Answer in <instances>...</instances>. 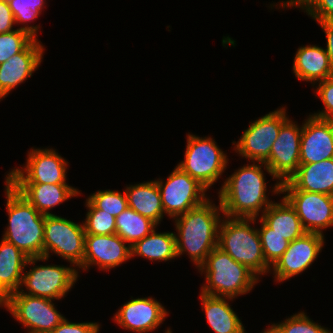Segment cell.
Instances as JSON below:
<instances>
[{
  "label": "cell",
  "instance_id": "1",
  "mask_svg": "<svg viewBox=\"0 0 333 333\" xmlns=\"http://www.w3.org/2000/svg\"><path fill=\"white\" fill-rule=\"evenodd\" d=\"M262 167L278 181L264 162L246 164L226 178L218 192L223 216L257 219L262 208L261 213L273 203L266 195L267 182Z\"/></svg>",
  "mask_w": 333,
  "mask_h": 333
},
{
  "label": "cell",
  "instance_id": "2",
  "mask_svg": "<svg viewBox=\"0 0 333 333\" xmlns=\"http://www.w3.org/2000/svg\"><path fill=\"white\" fill-rule=\"evenodd\" d=\"M222 207L207 199L203 204L173 218L175 221L177 257L188 253L199 268L211 251L218 246V228Z\"/></svg>",
  "mask_w": 333,
  "mask_h": 333
},
{
  "label": "cell",
  "instance_id": "3",
  "mask_svg": "<svg viewBox=\"0 0 333 333\" xmlns=\"http://www.w3.org/2000/svg\"><path fill=\"white\" fill-rule=\"evenodd\" d=\"M5 184L9 224L3 239L29 258L44 256L45 215L38 212L8 181Z\"/></svg>",
  "mask_w": 333,
  "mask_h": 333
},
{
  "label": "cell",
  "instance_id": "4",
  "mask_svg": "<svg viewBox=\"0 0 333 333\" xmlns=\"http://www.w3.org/2000/svg\"><path fill=\"white\" fill-rule=\"evenodd\" d=\"M205 273L206 285L201 293L214 297L236 298L248 293L258 283V277L245 265L238 263L218 246L198 268Z\"/></svg>",
  "mask_w": 333,
  "mask_h": 333
},
{
  "label": "cell",
  "instance_id": "5",
  "mask_svg": "<svg viewBox=\"0 0 333 333\" xmlns=\"http://www.w3.org/2000/svg\"><path fill=\"white\" fill-rule=\"evenodd\" d=\"M251 222H256V218L224 216L218 228V247L259 278L269 273L271 267L264 258L258 229L251 227Z\"/></svg>",
  "mask_w": 333,
  "mask_h": 333
},
{
  "label": "cell",
  "instance_id": "6",
  "mask_svg": "<svg viewBox=\"0 0 333 333\" xmlns=\"http://www.w3.org/2000/svg\"><path fill=\"white\" fill-rule=\"evenodd\" d=\"M187 135L185 158L177 166L208 190L224 173L228 158L213 138Z\"/></svg>",
  "mask_w": 333,
  "mask_h": 333
},
{
  "label": "cell",
  "instance_id": "7",
  "mask_svg": "<svg viewBox=\"0 0 333 333\" xmlns=\"http://www.w3.org/2000/svg\"><path fill=\"white\" fill-rule=\"evenodd\" d=\"M85 231L82 224L67 220L55 214L45 216L44 256L50 251L64 258L75 267H80L84 259Z\"/></svg>",
  "mask_w": 333,
  "mask_h": 333
},
{
  "label": "cell",
  "instance_id": "8",
  "mask_svg": "<svg viewBox=\"0 0 333 333\" xmlns=\"http://www.w3.org/2000/svg\"><path fill=\"white\" fill-rule=\"evenodd\" d=\"M0 306L27 327L28 333H51L65 319L49 298L12 293Z\"/></svg>",
  "mask_w": 333,
  "mask_h": 333
},
{
  "label": "cell",
  "instance_id": "9",
  "mask_svg": "<svg viewBox=\"0 0 333 333\" xmlns=\"http://www.w3.org/2000/svg\"><path fill=\"white\" fill-rule=\"evenodd\" d=\"M284 107L269 112L263 117L252 122L243 132L240 139L232 144L235 151L251 162H265L276 141L281 126L288 120Z\"/></svg>",
  "mask_w": 333,
  "mask_h": 333
},
{
  "label": "cell",
  "instance_id": "10",
  "mask_svg": "<svg viewBox=\"0 0 333 333\" xmlns=\"http://www.w3.org/2000/svg\"><path fill=\"white\" fill-rule=\"evenodd\" d=\"M161 194L164 214L172 219L203 204L207 199V189L178 166L168 176L166 182L155 180Z\"/></svg>",
  "mask_w": 333,
  "mask_h": 333
},
{
  "label": "cell",
  "instance_id": "11",
  "mask_svg": "<svg viewBox=\"0 0 333 333\" xmlns=\"http://www.w3.org/2000/svg\"><path fill=\"white\" fill-rule=\"evenodd\" d=\"M54 149H32L24 168L12 169L5 179L10 184H67L68 162Z\"/></svg>",
  "mask_w": 333,
  "mask_h": 333
},
{
  "label": "cell",
  "instance_id": "12",
  "mask_svg": "<svg viewBox=\"0 0 333 333\" xmlns=\"http://www.w3.org/2000/svg\"><path fill=\"white\" fill-rule=\"evenodd\" d=\"M302 129L303 125L299 126L288 119L281 126L278 137L273 143L270 156L264 162L272 175L279 180L273 187L272 192L274 194H281V183L288 181L299 168Z\"/></svg>",
  "mask_w": 333,
  "mask_h": 333
},
{
  "label": "cell",
  "instance_id": "13",
  "mask_svg": "<svg viewBox=\"0 0 333 333\" xmlns=\"http://www.w3.org/2000/svg\"><path fill=\"white\" fill-rule=\"evenodd\" d=\"M77 279L78 271L75 267L34 266L23 272L20 288L15 293L60 300L71 290ZM22 286H25L28 292H24Z\"/></svg>",
  "mask_w": 333,
  "mask_h": 333
},
{
  "label": "cell",
  "instance_id": "14",
  "mask_svg": "<svg viewBox=\"0 0 333 333\" xmlns=\"http://www.w3.org/2000/svg\"><path fill=\"white\" fill-rule=\"evenodd\" d=\"M280 193L285 194L283 198L307 232L324 235L322 231L333 226V196L301 190H280Z\"/></svg>",
  "mask_w": 333,
  "mask_h": 333
},
{
  "label": "cell",
  "instance_id": "15",
  "mask_svg": "<svg viewBox=\"0 0 333 333\" xmlns=\"http://www.w3.org/2000/svg\"><path fill=\"white\" fill-rule=\"evenodd\" d=\"M324 235L306 232L291 241L287 250L270 268L274 278L283 282L305 271L318 257L324 246Z\"/></svg>",
  "mask_w": 333,
  "mask_h": 333
},
{
  "label": "cell",
  "instance_id": "16",
  "mask_svg": "<svg viewBox=\"0 0 333 333\" xmlns=\"http://www.w3.org/2000/svg\"><path fill=\"white\" fill-rule=\"evenodd\" d=\"M130 258L131 246L117 234H85L84 259L79 268L87 270L96 265L102 270H109Z\"/></svg>",
  "mask_w": 333,
  "mask_h": 333
},
{
  "label": "cell",
  "instance_id": "17",
  "mask_svg": "<svg viewBox=\"0 0 333 333\" xmlns=\"http://www.w3.org/2000/svg\"><path fill=\"white\" fill-rule=\"evenodd\" d=\"M167 310L152 297L131 299L114 315V321L135 333L154 331L166 318Z\"/></svg>",
  "mask_w": 333,
  "mask_h": 333
},
{
  "label": "cell",
  "instance_id": "18",
  "mask_svg": "<svg viewBox=\"0 0 333 333\" xmlns=\"http://www.w3.org/2000/svg\"><path fill=\"white\" fill-rule=\"evenodd\" d=\"M333 158V120L309 115L303 123L300 164Z\"/></svg>",
  "mask_w": 333,
  "mask_h": 333
},
{
  "label": "cell",
  "instance_id": "19",
  "mask_svg": "<svg viewBox=\"0 0 333 333\" xmlns=\"http://www.w3.org/2000/svg\"><path fill=\"white\" fill-rule=\"evenodd\" d=\"M43 51V44L34 38L20 53L0 64V92L5 97L28 77H32L42 62Z\"/></svg>",
  "mask_w": 333,
  "mask_h": 333
},
{
  "label": "cell",
  "instance_id": "20",
  "mask_svg": "<svg viewBox=\"0 0 333 333\" xmlns=\"http://www.w3.org/2000/svg\"><path fill=\"white\" fill-rule=\"evenodd\" d=\"M47 257L29 258L15 245L2 238L0 243V304L19 290L25 267Z\"/></svg>",
  "mask_w": 333,
  "mask_h": 333
},
{
  "label": "cell",
  "instance_id": "21",
  "mask_svg": "<svg viewBox=\"0 0 333 333\" xmlns=\"http://www.w3.org/2000/svg\"><path fill=\"white\" fill-rule=\"evenodd\" d=\"M280 190H301L333 196V158L300 164L288 181L281 183Z\"/></svg>",
  "mask_w": 333,
  "mask_h": 333
},
{
  "label": "cell",
  "instance_id": "22",
  "mask_svg": "<svg viewBox=\"0 0 333 333\" xmlns=\"http://www.w3.org/2000/svg\"><path fill=\"white\" fill-rule=\"evenodd\" d=\"M38 212L52 215L49 210L80 194L68 184H11Z\"/></svg>",
  "mask_w": 333,
  "mask_h": 333
},
{
  "label": "cell",
  "instance_id": "23",
  "mask_svg": "<svg viewBox=\"0 0 333 333\" xmlns=\"http://www.w3.org/2000/svg\"><path fill=\"white\" fill-rule=\"evenodd\" d=\"M293 73L299 80L311 82L313 86L318 81L333 77L326 49L316 45L298 48L293 61Z\"/></svg>",
  "mask_w": 333,
  "mask_h": 333
},
{
  "label": "cell",
  "instance_id": "24",
  "mask_svg": "<svg viewBox=\"0 0 333 333\" xmlns=\"http://www.w3.org/2000/svg\"><path fill=\"white\" fill-rule=\"evenodd\" d=\"M202 309L207 323L215 333H246L242 321L230 307L229 297H214L201 293Z\"/></svg>",
  "mask_w": 333,
  "mask_h": 333
},
{
  "label": "cell",
  "instance_id": "25",
  "mask_svg": "<svg viewBox=\"0 0 333 333\" xmlns=\"http://www.w3.org/2000/svg\"><path fill=\"white\" fill-rule=\"evenodd\" d=\"M128 207L155 222L163 219L164 209L156 181L129 185L125 190Z\"/></svg>",
  "mask_w": 333,
  "mask_h": 333
},
{
  "label": "cell",
  "instance_id": "26",
  "mask_svg": "<svg viewBox=\"0 0 333 333\" xmlns=\"http://www.w3.org/2000/svg\"><path fill=\"white\" fill-rule=\"evenodd\" d=\"M260 218L271 228V232L278 233L289 242L307 232L295 210L283 197L280 203L273 201Z\"/></svg>",
  "mask_w": 333,
  "mask_h": 333
},
{
  "label": "cell",
  "instance_id": "27",
  "mask_svg": "<svg viewBox=\"0 0 333 333\" xmlns=\"http://www.w3.org/2000/svg\"><path fill=\"white\" fill-rule=\"evenodd\" d=\"M141 256L151 261H169L177 257L175 232L157 233L154 229L131 246V257Z\"/></svg>",
  "mask_w": 333,
  "mask_h": 333
},
{
  "label": "cell",
  "instance_id": "28",
  "mask_svg": "<svg viewBox=\"0 0 333 333\" xmlns=\"http://www.w3.org/2000/svg\"><path fill=\"white\" fill-rule=\"evenodd\" d=\"M158 225L151 219L127 208L116 217V234L132 246L150 234Z\"/></svg>",
  "mask_w": 333,
  "mask_h": 333
},
{
  "label": "cell",
  "instance_id": "29",
  "mask_svg": "<svg viewBox=\"0 0 333 333\" xmlns=\"http://www.w3.org/2000/svg\"><path fill=\"white\" fill-rule=\"evenodd\" d=\"M40 26L25 25L9 33L0 34V64L20 53L34 38Z\"/></svg>",
  "mask_w": 333,
  "mask_h": 333
},
{
  "label": "cell",
  "instance_id": "30",
  "mask_svg": "<svg viewBox=\"0 0 333 333\" xmlns=\"http://www.w3.org/2000/svg\"><path fill=\"white\" fill-rule=\"evenodd\" d=\"M263 333H332L327 328L315 323L304 312L286 318L282 323L272 324Z\"/></svg>",
  "mask_w": 333,
  "mask_h": 333
},
{
  "label": "cell",
  "instance_id": "31",
  "mask_svg": "<svg viewBox=\"0 0 333 333\" xmlns=\"http://www.w3.org/2000/svg\"><path fill=\"white\" fill-rule=\"evenodd\" d=\"M261 228L258 229L262 252L266 263L272 267L289 246V241L278 233L271 232V228L260 218Z\"/></svg>",
  "mask_w": 333,
  "mask_h": 333
},
{
  "label": "cell",
  "instance_id": "32",
  "mask_svg": "<svg viewBox=\"0 0 333 333\" xmlns=\"http://www.w3.org/2000/svg\"><path fill=\"white\" fill-rule=\"evenodd\" d=\"M86 207L89 209L83 222L86 234H116V217L97 209L88 199L86 200Z\"/></svg>",
  "mask_w": 333,
  "mask_h": 333
},
{
  "label": "cell",
  "instance_id": "33",
  "mask_svg": "<svg viewBox=\"0 0 333 333\" xmlns=\"http://www.w3.org/2000/svg\"><path fill=\"white\" fill-rule=\"evenodd\" d=\"M97 209L117 217L128 207L127 197L124 193L114 190H98L87 198Z\"/></svg>",
  "mask_w": 333,
  "mask_h": 333
},
{
  "label": "cell",
  "instance_id": "34",
  "mask_svg": "<svg viewBox=\"0 0 333 333\" xmlns=\"http://www.w3.org/2000/svg\"><path fill=\"white\" fill-rule=\"evenodd\" d=\"M301 7L315 21H333V0H286L280 7Z\"/></svg>",
  "mask_w": 333,
  "mask_h": 333
},
{
  "label": "cell",
  "instance_id": "35",
  "mask_svg": "<svg viewBox=\"0 0 333 333\" xmlns=\"http://www.w3.org/2000/svg\"><path fill=\"white\" fill-rule=\"evenodd\" d=\"M46 0H12L9 7L14 15L16 24L35 20L41 14Z\"/></svg>",
  "mask_w": 333,
  "mask_h": 333
},
{
  "label": "cell",
  "instance_id": "36",
  "mask_svg": "<svg viewBox=\"0 0 333 333\" xmlns=\"http://www.w3.org/2000/svg\"><path fill=\"white\" fill-rule=\"evenodd\" d=\"M316 84L319 85L318 87L316 86L317 89L314 93L321 98L325 108L324 110L312 115L321 119L333 120V77L320 81Z\"/></svg>",
  "mask_w": 333,
  "mask_h": 333
},
{
  "label": "cell",
  "instance_id": "37",
  "mask_svg": "<svg viewBox=\"0 0 333 333\" xmlns=\"http://www.w3.org/2000/svg\"><path fill=\"white\" fill-rule=\"evenodd\" d=\"M99 323H72L66 318L51 333H98Z\"/></svg>",
  "mask_w": 333,
  "mask_h": 333
},
{
  "label": "cell",
  "instance_id": "38",
  "mask_svg": "<svg viewBox=\"0 0 333 333\" xmlns=\"http://www.w3.org/2000/svg\"><path fill=\"white\" fill-rule=\"evenodd\" d=\"M15 23L14 15L9 7V4L0 0V34L9 33Z\"/></svg>",
  "mask_w": 333,
  "mask_h": 333
},
{
  "label": "cell",
  "instance_id": "39",
  "mask_svg": "<svg viewBox=\"0 0 333 333\" xmlns=\"http://www.w3.org/2000/svg\"><path fill=\"white\" fill-rule=\"evenodd\" d=\"M318 24L326 34L327 46L325 49L333 70V21H318Z\"/></svg>",
  "mask_w": 333,
  "mask_h": 333
},
{
  "label": "cell",
  "instance_id": "40",
  "mask_svg": "<svg viewBox=\"0 0 333 333\" xmlns=\"http://www.w3.org/2000/svg\"><path fill=\"white\" fill-rule=\"evenodd\" d=\"M3 2H5V3H7V4H10V2L12 1V0H2Z\"/></svg>",
  "mask_w": 333,
  "mask_h": 333
},
{
  "label": "cell",
  "instance_id": "41",
  "mask_svg": "<svg viewBox=\"0 0 333 333\" xmlns=\"http://www.w3.org/2000/svg\"><path fill=\"white\" fill-rule=\"evenodd\" d=\"M5 98V96L0 92V99Z\"/></svg>",
  "mask_w": 333,
  "mask_h": 333
},
{
  "label": "cell",
  "instance_id": "42",
  "mask_svg": "<svg viewBox=\"0 0 333 333\" xmlns=\"http://www.w3.org/2000/svg\"><path fill=\"white\" fill-rule=\"evenodd\" d=\"M165 333H172L171 329H167V331H165Z\"/></svg>",
  "mask_w": 333,
  "mask_h": 333
}]
</instances>
